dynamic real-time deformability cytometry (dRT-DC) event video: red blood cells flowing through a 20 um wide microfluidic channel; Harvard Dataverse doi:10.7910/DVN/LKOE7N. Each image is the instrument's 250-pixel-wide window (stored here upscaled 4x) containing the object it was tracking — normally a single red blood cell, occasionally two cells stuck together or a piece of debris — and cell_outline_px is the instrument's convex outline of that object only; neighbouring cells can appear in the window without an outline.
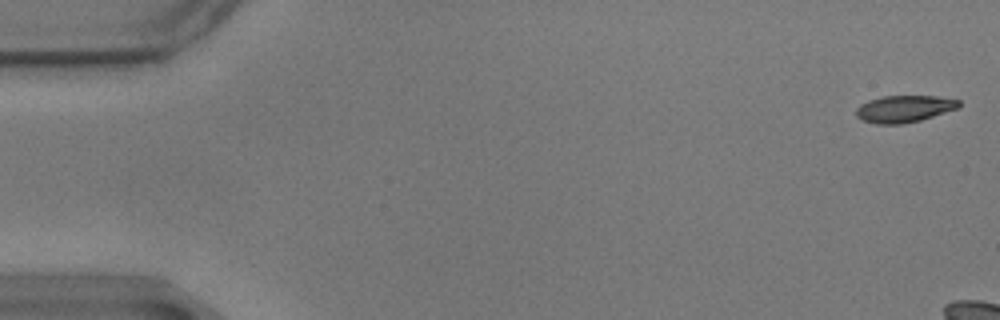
{"species": "common noctule bat (a hibernating species)", "species_latin": "Nyctalus noctula", "temperature_condition": "warm", "stored_images_in_passage": 9, "camera_frame_rate_fps": 3000, "um_per_image_px": 0.085, "animal": {"sex": "male", "body_mass_g": 17.9}, "frame": {"image": 1, "passage_image": 2, "time_ms": 0.333, "image_size_px": [1000, 320], "cell_outline_px": [[960, 108], [920, 120], [904, 124], [876, 124], [860, 120], [856, 116], [856, 108], [860, 104], [868, 100], [884, 96], [936, 96], [960, 100]], "centroid_in_image_um": [76.84, 9.25], "position_along_channel_um": 8.2, "area_um2": 16.3}}